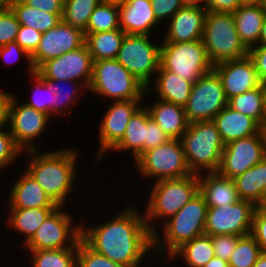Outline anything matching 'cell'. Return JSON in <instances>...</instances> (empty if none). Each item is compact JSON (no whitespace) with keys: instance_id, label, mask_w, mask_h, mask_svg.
Masks as SVG:
<instances>
[{"instance_id":"cell-56","label":"cell","mask_w":266,"mask_h":267,"mask_svg":"<svg viewBox=\"0 0 266 267\" xmlns=\"http://www.w3.org/2000/svg\"><path fill=\"white\" fill-rule=\"evenodd\" d=\"M259 45H266V16L262 24V31L259 38Z\"/></svg>"},{"instance_id":"cell-17","label":"cell","mask_w":266,"mask_h":267,"mask_svg":"<svg viewBox=\"0 0 266 267\" xmlns=\"http://www.w3.org/2000/svg\"><path fill=\"white\" fill-rule=\"evenodd\" d=\"M85 44V34L62 20L44 32L36 51L31 55V62L36 70L45 61L59 57Z\"/></svg>"},{"instance_id":"cell-41","label":"cell","mask_w":266,"mask_h":267,"mask_svg":"<svg viewBox=\"0 0 266 267\" xmlns=\"http://www.w3.org/2000/svg\"><path fill=\"white\" fill-rule=\"evenodd\" d=\"M47 82L49 83V85L51 86L52 90L55 93V106L52 108V116L58 115V113L60 114L61 112L63 114V110H66L67 108H68V111H69L71 106H73V104L74 105L76 104V101H75L76 92L79 91V88L82 90V88L84 86L80 82L68 81V80H66V81L57 80V81H47ZM64 82L69 84V85L71 84V86L73 85V87H75V88H73L72 92H71V90L67 91V95L64 93L65 89L60 88L59 85H58V84H61V83H64Z\"/></svg>"},{"instance_id":"cell-48","label":"cell","mask_w":266,"mask_h":267,"mask_svg":"<svg viewBox=\"0 0 266 267\" xmlns=\"http://www.w3.org/2000/svg\"><path fill=\"white\" fill-rule=\"evenodd\" d=\"M250 234L256 239L260 246L261 253L266 254V214L258 207L253 216Z\"/></svg>"},{"instance_id":"cell-9","label":"cell","mask_w":266,"mask_h":267,"mask_svg":"<svg viewBox=\"0 0 266 267\" xmlns=\"http://www.w3.org/2000/svg\"><path fill=\"white\" fill-rule=\"evenodd\" d=\"M135 161L143 177H154L156 181L192 174L180 139H169L162 145L146 150Z\"/></svg>"},{"instance_id":"cell-34","label":"cell","mask_w":266,"mask_h":267,"mask_svg":"<svg viewBox=\"0 0 266 267\" xmlns=\"http://www.w3.org/2000/svg\"><path fill=\"white\" fill-rule=\"evenodd\" d=\"M178 255L183 256L188 267H203L215 257L211 236L203 234L185 243L172 254L170 259Z\"/></svg>"},{"instance_id":"cell-54","label":"cell","mask_w":266,"mask_h":267,"mask_svg":"<svg viewBox=\"0 0 266 267\" xmlns=\"http://www.w3.org/2000/svg\"><path fill=\"white\" fill-rule=\"evenodd\" d=\"M203 267H230L228 261L223 260L218 257H213L207 264Z\"/></svg>"},{"instance_id":"cell-45","label":"cell","mask_w":266,"mask_h":267,"mask_svg":"<svg viewBox=\"0 0 266 267\" xmlns=\"http://www.w3.org/2000/svg\"><path fill=\"white\" fill-rule=\"evenodd\" d=\"M239 237L240 236L225 234L211 236L215 257L228 261L237 246Z\"/></svg>"},{"instance_id":"cell-13","label":"cell","mask_w":266,"mask_h":267,"mask_svg":"<svg viewBox=\"0 0 266 267\" xmlns=\"http://www.w3.org/2000/svg\"><path fill=\"white\" fill-rule=\"evenodd\" d=\"M70 218V214L64 212L62 206H58L24 243L25 247L29 250L72 248L81 239V226L75 225L74 228Z\"/></svg>"},{"instance_id":"cell-10","label":"cell","mask_w":266,"mask_h":267,"mask_svg":"<svg viewBox=\"0 0 266 267\" xmlns=\"http://www.w3.org/2000/svg\"><path fill=\"white\" fill-rule=\"evenodd\" d=\"M150 35L126 34L116 60L150 89L151 75L160 66V48L149 39Z\"/></svg>"},{"instance_id":"cell-31","label":"cell","mask_w":266,"mask_h":267,"mask_svg":"<svg viewBox=\"0 0 266 267\" xmlns=\"http://www.w3.org/2000/svg\"><path fill=\"white\" fill-rule=\"evenodd\" d=\"M57 207H40V208H10L9 224L16 231L25 235L26 243L41 226L45 219Z\"/></svg>"},{"instance_id":"cell-64","label":"cell","mask_w":266,"mask_h":267,"mask_svg":"<svg viewBox=\"0 0 266 267\" xmlns=\"http://www.w3.org/2000/svg\"><path fill=\"white\" fill-rule=\"evenodd\" d=\"M265 120H266V84H265Z\"/></svg>"},{"instance_id":"cell-43","label":"cell","mask_w":266,"mask_h":267,"mask_svg":"<svg viewBox=\"0 0 266 267\" xmlns=\"http://www.w3.org/2000/svg\"><path fill=\"white\" fill-rule=\"evenodd\" d=\"M22 150L16 145L10 131L0 129V169L12 163ZM6 165V166H5Z\"/></svg>"},{"instance_id":"cell-21","label":"cell","mask_w":266,"mask_h":267,"mask_svg":"<svg viewBox=\"0 0 266 267\" xmlns=\"http://www.w3.org/2000/svg\"><path fill=\"white\" fill-rule=\"evenodd\" d=\"M159 24L150 0H126L119 3V25L126 34L150 35Z\"/></svg>"},{"instance_id":"cell-42","label":"cell","mask_w":266,"mask_h":267,"mask_svg":"<svg viewBox=\"0 0 266 267\" xmlns=\"http://www.w3.org/2000/svg\"><path fill=\"white\" fill-rule=\"evenodd\" d=\"M20 25L11 8L0 10V47L16 41Z\"/></svg>"},{"instance_id":"cell-51","label":"cell","mask_w":266,"mask_h":267,"mask_svg":"<svg viewBox=\"0 0 266 267\" xmlns=\"http://www.w3.org/2000/svg\"><path fill=\"white\" fill-rule=\"evenodd\" d=\"M22 54L28 60L27 62L29 64V68H28L29 74L30 75L34 74L35 69H34L32 62H31V56L16 41H12V42L6 44L5 46L0 47V55L4 61H6L9 57H10V59H11V57H16V55H17V57H18V55L20 57V55H22Z\"/></svg>"},{"instance_id":"cell-20","label":"cell","mask_w":266,"mask_h":267,"mask_svg":"<svg viewBox=\"0 0 266 267\" xmlns=\"http://www.w3.org/2000/svg\"><path fill=\"white\" fill-rule=\"evenodd\" d=\"M207 10L205 7L182 6L170 19L163 42H190L201 40Z\"/></svg>"},{"instance_id":"cell-11","label":"cell","mask_w":266,"mask_h":267,"mask_svg":"<svg viewBox=\"0 0 266 267\" xmlns=\"http://www.w3.org/2000/svg\"><path fill=\"white\" fill-rule=\"evenodd\" d=\"M227 105L228 99L225 96L221 79L212 69L193 84L184 111L189 123L213 121L214 117Z\"/></svg>"},{"instance_id":"cell-53","label":"cell","mask_w":266,"mask_h":267,"mask_svg":"<svg viewBox=\"0 0 266 267\" xmlns=\"http://www.w3.org/2000/svg\"><path fill=\"white\" fill-rule=\"evenodd\" d=\"M13 95L0 90V129L8 126L9 105Z\"/></svg>"},{"instance_id":"cell-36","label":"cell","mask_w":266,"mask_h":267,"mask_svg":"<svg viewBox=\"0 0 266 267\" xmlns=\"http://www.w3.org/2000/svg\"><path fill=\"white\" fill-rule=\"evenodd\" d=\"M29 251L33 267H77V243L72 248Z\"/></svg>"},{"instance_id":"cell-25","label":"cell","mask_w":266,"mask_h":267,"mask_svg":"<svg viewBox=\"0 0 266 267\" xmlns=\"http://www.w3.org/2000/svg\"><path fill=\"white\" fill-rule=\"evenodd\" d=\"M232 15L239 38L245 47L249 50L259 45L262 24L266 16L261 4L243 3Z\"/></svg>"},{"instance_id":"cell-62","label":"cell","mask_w":266,"mask_h":267,"mask_svg":"<svg viewBox=\"0 0 266 267\" xmlns=\"http://www.w3.org/2000/svg\"><path fill=\"white\" fill-rule=\"evenodd\" d=\"M262 6V9L264 10V12L266 13V0H262V2L260 3Z\"/></svg>"},{"instance_id":"cell-15","label":"cell","mask_w":266,"mask_h":267,"mask_svg":"<svg viewBox=\"0 0 266 267\" xmlns=\"http://www.w3.org/2000/svg\"><path fill=\"white\" fill-rule=\"evenodd\" d=\"M265 156L266 150L259 132L226 144L217 172L223 177L234 179L259 163Z\"/></svg>"},{"instance_id":"cell-12","label":"cell","mask_w":266,"mask_h":267,"mask_svg":"<svg viewBox=\"0 0 266 267\" xmlns=\"http://www.w3.org/2000/svg\"><path fill=\"white\" fill-rule=\"evenodd\" d=\"M93 63L88 47L84 44L78 49L45 61L35 73L45 81H76L87 89L92 79Z\"/></svg>"},{"instance_id":"cell-14","label":"cell","mask_w":266,"mask_h":267,"mask_svg":"<svg viewBox=\"0 0 266 267\" xmlns=\"http://www.w3.org/2000/svg\"><path fill=\"white\" fill-rule=\"evenodd\" d=\"M256 208L254 203L247 200H239L224 207H208L205 234L209 236L250 234Z\"/></svg>"},{"instance_id":"cell-1","label":"cell","mask_w":266,"mask_h":267,"mask_svg":"<svg viewBox=\"0 0 266 267\" xmlns=\"http://www.w3.org/2000/svg\"><path fill=\"white\" fill-rule=\"evenodd\" d=\"M133 207L115 218L92 228L81 224V239L95 252L126 267H139L145 254L153 248V234Z\"/></svg>"},{"instance_id":"cell-57","label":"cell","mask_w":266,"mask_h":267,"mask_svg":"<svg viewBox=\"0 0 266 267\" xmlns=\"http://www.w3.org/2000/svg\"><path fill=\"white\" fill-rule=\"evenodd\" d=\"M253 267H266V254L261 253Z\"/></svg>"},{"instance_id":"cell-44","label":"cell","mask_w":266,"mask_h":267,"mask_svg":"<svg viewBox=\"0 0 266 267\" xmlns=\"http://www.w3.org/2000/svg\"><path fill=\"white\" fill-rule=\"evenodd\" d=\"M170 137L150 117L146 108V140H144V152L166 143Z\"/></svg>"},{"instance_id":"cell-8","label":"cell","mask_w":266,"mask_h":267,"mask_svg":"<svg viewBox=\"0 0 266 267\" xmlns=\"http://www.w3.org/2000/svg\"><path fill=\"white\" fill-rule=\"evenodd\" d=\"M160 45V66L193 84L213 69L202 39Z\"/></svg>"},{"instance_id":"cell-33","label":"cell","mask_w":266,"mask_h":267,"mask_svg":"<svg viewBox=\"0 0 266 267\" xmlns=\"http://www.w3.org/2000/svg\"><path fill=\"white\" fill-rule=\"evenodd\" d=\"M228 106L261 125L265 121V84L230 98Z\"/></svg>"},{"instance_id":"cell-58","label":"cell","mask_w":266,"mask_h":267,"mask_svg":"<svg viewBox=\"0 0 266 267\" xmlns=\"http://www.w3.org/2000/svg\"><path fill=\"white\" fill-rule=\"evenodd\" d=\"M15 0H0V10L10 9Z\"/></svg>"},{"instance_id":"cell-46","label":"cell","mask_w":266,"mask_h":267,"mask_svg":"<svg viewBox=\"0 0 266 267\" xmlns=\"http://www.w3.org/2000/svg\"><path fill=\"white\" fill-rule=\"evenodd\" d=\"M42 34L31 27L20 25L16 42L31 56L38 48Z\"/></svg>"},{"instance_id":"cell-4","label":"cell","mask_w":266,"mask_h":267,"mask_svg":"<svg viewBox=\"0 0 266 267\" xmlns=\"http://www.w3.org/2000/svg\"><path fill=\"white\" fill-rule=\"evenodd\" d=\"M207 209L204 197L197 192L175 215L164 222L166 243L162 244L159 235L153 234V247L156 246V251L162 253L167 250L170 258L182 245L205 234Z\"/></svg>"},{"instance_id":"cell-40","label":"cell","mask_w":266,"mask_h":267,"mask_svg":"<svg viewBox=\"0 0 266 267\" xmlns=\"http://www.w3.org/2000/svg\"><path fill=\"white\" fill-rule=\"evenodd\" d=\"M34 78V97H32V100H29V102H26L28 106H31L32 108L42 111L46 114H48L50 117L52 115V108L55 106V93L52 90L51 86L47 81L42 79L37 73L32 74L31 76ZM44 91L49 93L48 98L46 97V100L44 98H40L41 94H39V91ZM39 92V93H37ZM42 93V92H41ZM39 94V95H38Z\"/></svg>"},{"instance_id":"cell-35","label":"cell","mask_w":266,"mask_h":267,"mask_svg":"<svg viewBox=\"0 0 266 267\" xmlns=\"http://www.w3.org/2000/svg\"><path fill=\"white\" fill-rule=\"evenodd\" d=\"M118 28L119 4L102 0L92 12L84 33L107 32Z\"/></svg>"},{"instance_id":"cell-2","label":"cell","mask_w":266,"mask_h":267,"mask_svg":"<svg viewBox=\"0 0 266 267\" xmlns=\"http://www.w3.org/2000/svg\"><path fill=\"white\" fill-rule=\"evenodd\" d=\"M27 152L31 153L32 157L26 170L51 199L63 207L69 192L73 189L77 152L70 148L39 155L37 149Z\"/></svg>"},{"instance_id":"cell-52","label":"cell","mask_w":266,"mask_h":267,"mask_svg":"<svg viewBox=\"0 0 266 267\" xmlns=\"http://www.w3.org/2000/svg\"><path fill=\"white\" fill-rule=\"evenodd\" d=\"M30 7L51 14H63L64 0H22Z\"/></svg>"},{"instance_id":"cell-50","label":"cell","mask_w":266,"mask_h":267,"mask_svg":"<svg viewBox=\"0 0 266 267\" xmlns=\"http://www.w3.org/2000/svg\"><path fill=\"white\" fill-rule=\"evenodd\" d=\"M243 0H204V7L207 11L233 13L241 5Z\"/></svg>"},{"instance_id":"cell-24","label":"cell","mask_w":266,"mask_h":267,"mask_svg":"<svg viewBox=\"0 0 266 267\" xmlns=\"http://www.w3.org/2000/svg\"><path fill=\"white\" fill-rule=\"evenodd\" d=\"M206 174L205 177H198L199 193L204 197L207 207H224L240 200L233 179L223 177L218 172Z\"/></svg>"},{"instance_id":"cell-18","label":"cell","mask_w":266,"mask_h":267,"mask_svg":"<svg viewBox=\"0 0 266 267\" xmlns=\"http://www.w3.org/2000/svg\"><path fill=\"white\" fill-rule=\"evenodd\" d=\"M213 69L221 79L228 100L263 84L258 77L254 62L249 56L217 63L213 65Z\"/></svg>"},{"instance_id":"cell-22","label":"cell","mask_w":266,"mask_h":267,"mask_svg":"<svg viewBox=\"0 0 266 267\" xmlns=\"http://www.w3.org/2000/svg\"><path fill=\"white\" fill-rule=\"evenodd\" d=\"M224 145L260 132V125L251 117L235 111L228 105L213 119Z\"/></svg>"},{"instance_id":"cell-59","label":"cell","mask_w":266,"mask_h":267,"mask_svg":"<svg viewBox=\"0 0 266 267\" xmlns=\"http://www.w3.org/2000/svg\"><path fill=\"white\" fill-rule=\"evenodd\" d=\"M260 132L263 138V143L266 150V120L260 125Z\"/></svg>"},{"instance_id":"cell-23","label":"cell","mask_w":266,"mask_h":267,"mask_svg":"<svg viewBox=\"0 0 266 267\" xmlns=\"http://www.w3.org/2000/svg\"><path fill=\"white\" fill-rule=\"evenodd\" d=\"M24 171L10 191V208L58 207L35 178Z\"/></svg>"},{"instance_id":"cell-60","label":"cell","mask_w":266,"mask_h":267,"mask_svg":"<svg viewBox=\"0 0 266 267\" xmlns=\"http://www.w3.org/2000/svg\"><path fill=\"white\" fill-rule=\"evenodd\" d=\"M257 207L266 214V193L263 196L262 201L257 205Z\"/></svg>"},{"instance_id":"cell-32","label":"cell","mask_w":266,"mask_h":267,"mask_svg":"<svg viewBox=\"0 0 266 267\" xmlns=\"http://www.w3.org/2000/svg\"><path fill=\"white\" fill-rule=\"evenodd\" d=\"M11 10L23 26L31 27L41 33L54 28L61 20L62 14H51L28 6L22 0H15Z\"/></svg>"},{"instance_id":"cell-29","label":"cell","mask_w":266,"mask_h":267,"mask_svg":"<svg viewBox=\"0 0 266 267\" xmlns=\"http://www.w3.org/2000/svg\"><path fill=\"white\" fill-rule=\"evenodd\" d=\"M85 45L93 61L116 59L126 33L121 29L107 32L84 33Z\"/></svg>"},{"instance_id":"cell-55","label":"cell","mask_w":266,"mask_h":267,"mask_svg":"<svg viewBox=\"0 0 266 267\" xmlns=\"http://www.w3.org/2000/svg\"><path fill=\"white\" fill-rule=\"evenodd\" d=\"M184 6L204 7V0H182Z\"/></svg>"},{"instance_id":"cell-39","label":"cell","mask_w":266,"mask_h":267,"mask_svg":"<svg viewBox=\"0 0 266 267\" xmlns=\"http://www.w3.org/2000/svg\"><path fill=\"white\" fill-rule=\"evenodd\" d=\"M77 267H126L95 252L82 239L77 242Z\"/></svg>"},{"instance_id":"cell-37","label":"cell","mask_w":266,"mask_h":267,"mask_svg":"<svg viewBox=\"0 0 266 267\" xmlns=\"http://www.w3.org/2000/svg\"><path fill=\"white\" fill-rule=\"evenodd\" d=\"M102 0H64L62 21L86 31L90 16Z\"/></svg>"},{"instance_id":"cell-49","label":"cell","mask_w":266,"mask_h":267,"mask_svg":"<svg viewBox=\"0 0 266 267\" xmlns=\"http://www.w3.org/2000/svg\"><path fill=\"white\" fill-rule=\"evenodd\" d=\"M248 56L254 62L260 81L266 84V45H257L250 48Z\"/></svg>"},{"instance_id":"cell-19","label":"cell","mask_w":266,"mask_h":267,"mask_svg":"<svg viewBox=\"0 0 266 267\" xmlns=\"http://www.w3.org/2000/svg\"><path fill=\"white\" fill-rule=\"evenodd\" d=\"M140 101L141 99L113 101L101 122L98 159L122 139L130 118L141 107L138 106Z\"/></svg>"},{"instance_id":"cell-63","label":"cell","mask_w":266,"mask_h":267,"mask_svg":"<svg viewBox=\"0 0 266 267\" xmlns=\"http://www.w3.org/2000/svg\"><path fill=\"white\" fill-rule=\"evenodd\" d=\"M104 1H109V2H113V3H122V2H124V1H126V0H104Z\"/></svg>"},{"instance_id":"cell-47","label":"cell","mask_w":266,"mask_h":267,"mask_svg":"<svg viewBox=\"0 0 266 267\" xmlns=\"http://www.w3.org/2000/svg\"><path fill=\"white\" fill-rule=\"evenodd\" d=\"M153 14L158 22L172 16L184 6L182 0H150Z\"/></svg>"},{"instance_id":"cell-6","label":"cell","mask_w":266,"mask_h":267,"mask_svg":"<svg viewBox=\"0 0 266 267\" xmlns=\"http://www.w3.org/2000/svg\"><path fill=\"white\" fill-rule=\"evenodd\" d=\"M202 41L213 65L248 56L241 42L232 13L207 11Z\"/></svg>"},{"instance_id":"cell-26","label":"cell","mask_w":266,"mask_h":267,"mask_svg":"<svg viewBox=\"0 0 266 267\" xmlns=\"http://www.w3.org/2000/svg\"><path fill=\"white\" fill-rule=\"evenodd\" d=\"M147 109L150 117L171 139H180L186 132L189 122L184 107L159 100Z\"/></svg>"},{"instance_id":"cell-61","label":"cell","mask_w":266,"mask_h":267,"mask_svg":"<svg viewBox=\"0 0 266 267\" xmlns=\"http://www.w3.org/2000/svg\"><path fill=\"white\" fill-rule=\"evenodd\" d=\"M262 0H243V3H254V4H260Z\"/></svg>"},{"instance_id":"cell-38","label":"cell","mask_w":266,"mask_h":267,"mask_svg":"<svg viewBox=\"0 0 266 267\" xmlns=\"http://www.w3.org/2000/svg\"><path fill=\"white\" fill-rule=\"evenodd\" d=\"M260 254V246L256 239L247 234L239 237L228 263L230 267H253Z\"/></svg>"},{"instance_id":"cell-28","label":"cell","mask_w":266,"mask_h":267,"mask_svg":"<svg viewBox=\"0 0 266 267\" xmlns=\"http://www.w3.org/2000/svg\"><path fill=\"white\" fill-rule=\"evenodd\" d=\"M155 91L160 100L184 107L189 99L193 83L159 66Z\"/></svg>"},{"instance_id":"cell-7","label":"cell","mask_w":266,"mask_h":267,"mask_svg":"<svg viewBox=\"0 0 266 267\" xmlns=\"http://www.w3.org/2000/svg\"><path fill=\"white\" fill-rule=\"evenodd\" d=\"M88 90L114 101L142 99L147 87L116 59L94 61Z\"/></svg>"},{"instance_id":"cell-27","label":"cell","mask_w":266,"mask_h":267,"mask_svg":"<svg viewBox=\"0 0 266 267\" xmlns=\"http://www.w3.org/2000/svg\"><path fill=\"white\" fill-rule=\"evenodd\" d=\"M240 200H247L256 206L266 193V156L256 165L233 179Z\"/></svg>"},{"instance_id":"cell-16","label":"cell","mask_w":266,"mask_h":267,"mask_svg":"<svg viewBox=\"0 0 266 267\" xmlns=\"http://www.w3.org/2000/svg\"><path fill=\"white\" fill-rule=\"evenodd\" d=\"M50 116L23 103L17 104L12 97L9 105L8 125L16 145L22 150H36L32 141L37 138L47 126Z\"/></svg>"},{"instance_id":"cell-5","label":"cell","mask_w":266,"mask_h":267,"mask_svg":"<svg viewBox=\"0 0 266 267\" xmlns=\"http://www.w3.org/2000/svg\"><path fill=\"white\" fill-rule=\"evenodd\" d=\"M197 192H199L198 174L192 173L182 178L156 181L144 214L149 231L152 234L156 233V226L151 222L163 217L166 222Z\"/></svg>"},{"instance_id":"cell-30","label":"cell","mask_w":266,"mask_h":267,"mask_svg":"<svg viewBox=\"0 0 266 267\" xmlns=\"http://www.w3.org/2000/svg\"><path fill=\"white\" fill-rule=\"evenodd\" d=\"M146 140V108L140 107L130 118L122 139L112 148L116 151H132L136 160L144 152Z\"/></svg>"},{"instance_id":"cell-3","label":"cell","mask_w":266,"mask_h":267,"mask_svg":"<svg viewBox=\"0 0 266 267\" xmlns=\"http://www.w3.org/2000/svg\"><path fill=\"white\" fill-rule=\"evenodd\" d=\"M180 140L191 173L201 175L199 169L208 173L219 170L225 145L213 121L189 123Z\"/></svg>"}]
</instances>
